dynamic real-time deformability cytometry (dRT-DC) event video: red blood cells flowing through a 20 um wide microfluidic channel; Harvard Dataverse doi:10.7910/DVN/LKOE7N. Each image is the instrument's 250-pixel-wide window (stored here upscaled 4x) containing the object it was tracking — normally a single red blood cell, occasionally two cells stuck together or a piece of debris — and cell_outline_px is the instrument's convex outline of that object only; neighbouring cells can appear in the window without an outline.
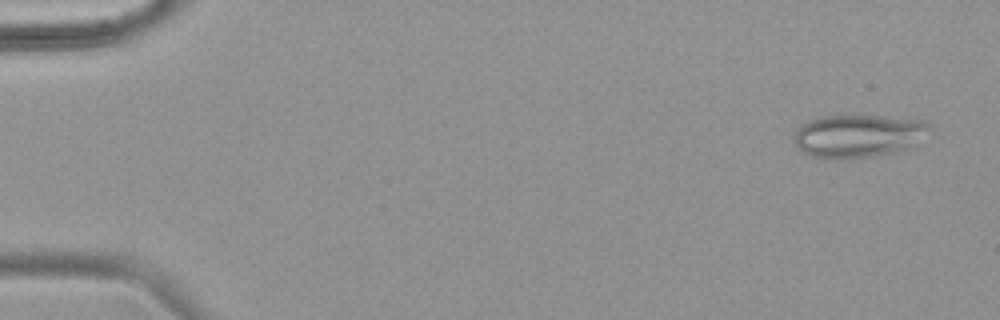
{"species": "common noctule bat (a hibernating species)", "species_latin": "Nyctalus noctula", "temperature_condition": "warm", "stored_images_in_passage": 54, "camera_frame_rate_fps": 3000, "um_per_image_px": 0.085, "animal": {"sex": "female", "body_mass_g": 18.4}, "frame": {"image": 1, "passage_image": 3, "time_ms": 0.667, "image_size_px": [1000, 320], "cell_outline_px": [[928, 128], [908, 148], [872, 156], [812, 156], [804, 152], [796, 144], [796, 132], [808, 120], [820, 116], [876, 116], [920, 120], [928, 124]], "centroid_in_image_um": [72.9, 11.51], "position_along_channel_um": 12.1, "area_um2": 31.91}}
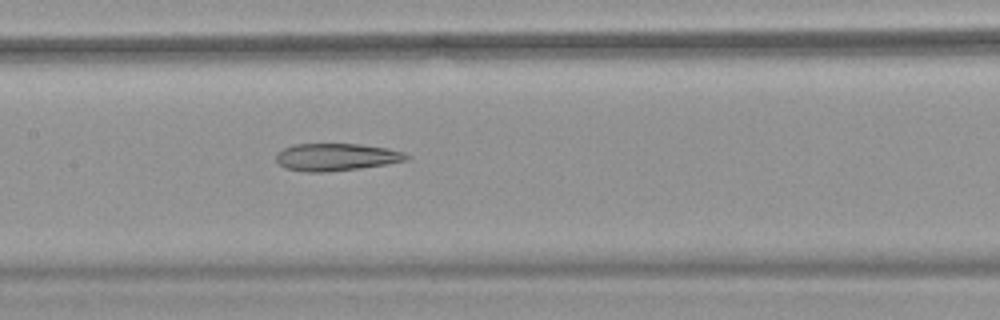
{"frame": {"image": 2, "passage_image": 27, "time_ms": 8.667, "image_size_px": [1000, 320], "cell_outline_px": [[412, 156], [408, 160], [360, 168], [328, 172], [304, 172], [284, 168], [276, 160], [276, 152], [284, 148], [296, 144], [360, 144], [388, 148], [404, 152]], "centroid_in_image_um": [28.58, 13.35], "position_along_channel_um": 178.8, "area_um2": 20.92}}
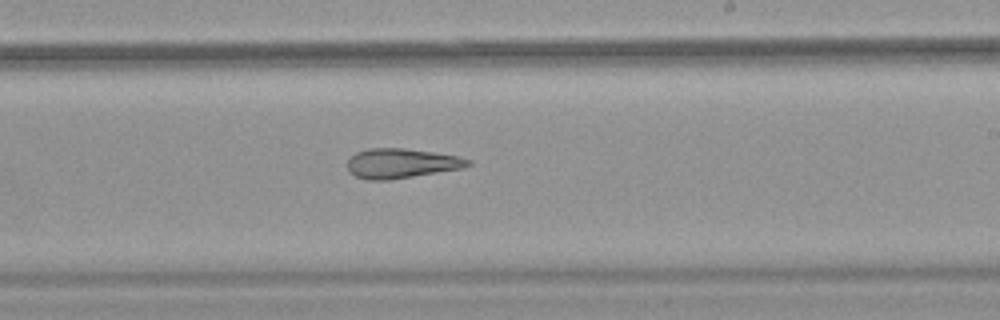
{"frame": {"image": 3, "passage_image": 33, "time_ms": 10.667, "image_size_px": [1000, 320], "cell_outline_px": [[472, 164], [460, 168], [388, 180], [368, 180], [356, 176], [348, 172], [348, 160], [356, 152], [368, 148], [404, 148], [432, 152], [456, 156], [472, 160]], "centroid_in_image_um": [34.07, 13.88], "position_along_channel_um": 254.9, "area_um2": 20.58}, "authors_computed_cell_mechanics": {"area_um2": 25.8655, "velocity_mm_per_s": 3.8221, "shape_relaxation_time_tau1_ms": null, "shape_relaxation_time_tau2_ms": 5.8699, "deformation_change_tau1": null, "deformation_change_tau2": 0.1836}}